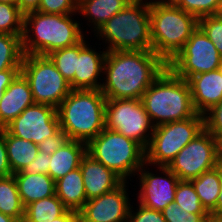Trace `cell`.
I'll use <instances>...</instances> for the list:
<instances>
[{"mask_svg": "<svg viewBox=\"0 0 222 222\" xmlns=\"http://www.w3.org/2000/svg\"><path fill=\"white\" fill-rule=\"evenodd\" d=\"M39 3L40 0H18L17 6L25 15L27 13L37 11L39 8Z\"/></svg>", "mask_w": 222, "mask_h": 222, "instance_id": "cell-42", "label": "cell"}, {"mask_svg": "<svg viewBox=\"0 0 222 222\" xmlns=\"http://www.w3.org/2000/svg\"><path fill=\"white\" fill-rule=\"evenodd\" d=\"M69 137L64 130H59L52 137H47L38 144L40 152L52 155L57 149L69 141Z\"/></svg>", "mask_w": 222, "mask_h": 222, "instance_id": "cell-39", "label": "cell"}, {"mask_svg": "<svg viewBox=\"0 0 222 222\" xmlns=\"http://www.w3.org/2000/svg\"><path fill=\"white\" fill-rule=\"evenodd\" d=\"M87 153L124 181L146 164V150L139 143L107 128L87 144Z\"/></svg>", "mask_w": 222, "mask_h": 222, "instance_id": "cell-7", "label": "cell"}, {"mask_svg": "<svg viewBox=\"0 0 222 222\" xmlns=\"http://www.w3.org/2000/svg\"><path fill=\"white\" fill-rule=\"evenodd\" d=\"M0 2L17 5L18 0H0Z\"/></svg>", "mask_w": 222, "mask_h": 222, "instance_id": "cell-49", "label": "cell"}, {"mask_svg": "<svg viewBox=\"0 0 222 222\" xmlns=\"http://www.w3.org/2000/svg\"><path fill=\"white\" fill-rule=\"evenodd\" d=\"M51 222H80L79 212L68 209L62 216Z\"/></svg>", "mask_w": 222, "mask_h": 222, "instance_id": "cell-44", "label": "cell"}, {"mask_svg": "<svg viewBox=\"0 0 222 222\" xmlns=\"http://www.w3.org/2000/svg\"><path fill=\"white\" fill-rule=\"evenodd\" d=\"M86 153V143L70 139L51 155L49 175L54 181L64 177L80 167L81 159Z\"/></svg>", "mask_w": 222, "mask_h": 222, "instance_id": "cell-20", "label": "cell"}, {"mask_svg": "<svg viewBox=\"0 0 222 222\" xmlns=\"http://www.w3.org/2000/svg\"><path fill=\"white\" fill-rule=\"evenodd\" d=\"M5 129L11 135L39 144L60 130L57 109L46 104H34L24 109Z\"/></svg>", "mask_w": 222, "mask_h": 222, "instance_id": "cell-13", "label": "cell"}, {"mask_svg": "<svg viewBox=\"0 0 222 222\" xmlns=\"http://www.w3.org/2000/svg\"><path fill=\"white\" fill-rule=\"evenodd\" d=\"M0 222H19L17 219L0 212Z\"/></svg>", "mask_w": 222, "mask_h": 222, "instance_id": "cell-45", "label": "cell"}, {"mask_svg": "<svg viewBox=\"0 0 222 222\" xmlns=\"http://www.w3.org/2000/svg\"><path fill=\"white\" fill-rule=\"evenodd\" d=\"M217 139L206 129L191 140L167 166L180 180L197 178L218 165Z\"/></svg>", "mask_w": 222, "mask_h": 222, "instance_id": "cell-12", "label": "cell"}, {"mask_svg": "<svg viewBox=\"0 0 222 222\" xmlns=\"http://www.w3.org/2000/svg\"><path fill=\"white\" fill-rule=\"evenodd\" d=\"M222 56L213 42L197 27L167 67L178 77L188 80L191 76L217 70Z\"/></svg>", "mask_w": 222, "mask_h": 222, "instance_id": "cell-11", "label": "cell"}, {"mask_svg": "<svg viewBox=\"0 0 222 222\" xmlns=\"http://www.w3.org/2000/svg\"><path fill=\"white\" fill-rule=\"evenodd\" d=\"M21 73L28 80L35 104L58 108L72 91L48 55L24 54Z\"/></svg>", "mask_w": 222, "mask_h": 222, "instance_id": "cell-8", "label": "cell"}, {"mask_svg": "<svg viewBox=\"0 0 222 222\" xmlns=\"http://www.w3.org/2000/svg\"><path fill=\"white\" fill-rule=\"evenodd\" d=\"M80 170L87 201L116 189L124 182L113 170L105 167L88 153L81 159Z\"/></svg>", "mask_w": 222, "mask_h": 222, "instance_id": "cell-16", "label": "cell"}, {"mask_svg": "<svg viewBox=\"0 0 222 222\" xmlns=\"http://www.w3.org/2000/svg\"><path fill=\"white\" fill-rule=\"evenodd\" d=\"M219 3L220 0H181L176 6L200 19L204 16L215 15Z\"/></svg>", "mask_w": 222, "mask_h": 222, "instance_id": "cell-33", "label": "cell"}, {"mask_svg": "<svg viewBox=\"0 0 222 222\" xmlns=\"http://www.w3.org/2000/svg\"><path fill=\"white\" fill-rule=\"evenodd\" d=\"M215 15L222 18V0H220L219 7Z\"/></svg>", "mask_w": 222, "mask_h": 222, "instance_id": "cell-48", "label": "cell"}, {"mask_svg": "<svg viewBox=\"0 0 222 222\" xmlns=\"http://www.w3.org/2000/svg\"><path fill=\"white\" fill-rule=\"evenodd\" d=\"M105 128L121 133L139 143L145 150L154 131V125L141 99H107ZM148 130L151 133L147 134Z\"/></svg>", "mask_w": 222, "mask_h": 222, "instance_id": "cell-10", "label": "cell"}, {"mask_svg": "<svg viewBox=\"0 0 222 222\" xmlns=\"http://www.w3.org/2000/svg\"><path fill=\"white\" fill-rule=\"evenodd\" d=\"M5 144L12 173H18L37 157L38 144L11 135L5 129Z\"/></svg>", "mask_w": 222, "mask_h": 222, "instance_id": "cell-24", "label": "cell"}, {"mask_svg": "<svg viewBox=\"0 0 222 222\" xmlns=\"http://www.w3.org/2000/svg\"><path fill=\"white\" fill-rule=\"evenodd\" d=\"M190 181L200 198L202 206L211 214L216 208L220 193L219 163L215 168L203 172L200 176Z\"/></svg>", "mask_w": 222, "mask_h": 222, "instance_id": "cell-25", "label": "cell"}, {"mask_svg": "<svg viewBox=\"0 0 222 222\" xmlns=\"http://www.w3.org/2000/svg\"><path fill=\"white\" fill-rule=\"evenodd\" d=\"M20 72L21 69H6L0 71V101L6 89Z\"/></svg>", "mask_w": 222, "mask_h": 222, "instance_id": "cell-41", "label": "cell"}, {"mask_svg": "<svg viewBox=\"0 0 222 222\" xmlns=\"http://www.w3.org/2000/svg\"><path fill=\"white\" fill-rule=\"evenodd\" d=\"M174 202L189 213H208L202 206L192 182L188 180L178 182Z\"/></svg>", "mask_w": 222, "mask_h": 222, "instance_id": "cell-30", "label": "cell"}, {"mask_svg": "<svg viewBox=\"0 0 222 222\" xmlns=\"http://www.w3.org/2000/svg\"><path fill=\"white\" fill-rule=\"evenodd\" d=\"M56 196L70 210L79 211L87 201L80 167L55 181Z\"/></svg>", "mask_w": 222, "mask_h": 222, "instance_id": "cell-22", "label": "cell"}, {"mask_svg": "<svg viewBox=\"0 0 222 222\" xmlns=\"http://www.w3.org/2000/svg\"><path fill=\"white\" fill-rule=\"evenodd\" d=\"M51 155L45 152H38L37 157L20 172L14 174H48Z\"/></svg>", "mask_w": 222, "mask_h": 222, "instance_id": "cell-38", "label": "cell"}, {"mask_svg": "<svg viewBox=\"0 0 222 222\" xmlns=\"http://www.w3.org/2000/svg\"><path fill=\"white\" fill-rule=\"evenodd\" d=\"M24 14L17 5L0 2V33L23 34Z\"/></svg>", "mask_w": 222, "mask_h": 222, "instance_id": "cell-31", "label": "cell"}, {"mask_svg": "<svg viewBox=\"0 0 222 222\" xmlns=\"http://www.w3.org/2000/svg\"><path fill=\"white\" fill-rule=\"evenodd\" d=\"M78 55L79 43L54 50L48 54L49 58L54 62L57 70L69 83L74 79L75 71H77Z\"/></svg>", "mask_w": 222, "mask_h": 222, "instance_id": "cell-29", "label": "cell"}, {"mask_svg": "<svg viewBox=\"0 0 222 222\" xmlns=\"http://www.w3.org/2000/svg\"><path fill=\"white\" fill-rule=\"evenodd\" d=\"M109 46L107 51H150V2L132 0L97 31Z\"/></svg>", "mask_w": 222, "mask_h": 222, "instance_id": "cell-5", "label": "cell"}, {"mask_svg": "<svg viewBox=\"0 0 222 222\" xmlns=\"http://www.w3.org/2000/svg\"><path fill=\"white\" fill-rule=\"evenodd\" d=\"M67 210L68 208L55 194L28 204L21 222H51Z\"/></svg>", "mask_w": 222, "mask_h": 222, "instance_id": "cell-26", "label": "cell"}, {"mask_svg": "<svg viewBox=\"0 0 222 222\" xmlns=\"http://www.w3.org/2000/svg\"><path fill=\"white\" fill-rule=\"evenodd\" d=\"M132 0H78L77 12L89 18L98 30L113 15L123 10Z\"/></svg>", "mask_w": 222, "mask_h": 222, "instance_id": "cell-23", "label": "cell"}, {"mask_svg": "<svg viewBox=\"0 0 222 222\" xmlns=\"http://www.w3.org/2000/svg\"><path fill=\"white\" fill-rule=\"evenodd\" d=\"M71 14L33 11L24 15L22 50L24 54L48 55L52 51L79 43L84 35ZM32 29V30H31ZM34 33H31V31ZM30 36H35L33 39Z\"/></svg>", "mask_w": 222, "mask_h": 222, "instance_id": "cell-4", "label": "cell"}, {"mask_svg": "<svg viewBox=\"0 0 222 222\" xmlns=\"http://www.w3.org/2000/svg\"><path fill=\"white\" fill-rule=\"evenodd\" d=\"M78 0H40L38 12L68 15L77 11Z\"/></svg>", "mask_w": 222, "mask_h": 222, "instance_id": "cell-35", "label": "cell"}, {"mask_svg": "<svg viewBox=\"0 0 222 222\" xmlns=\"http://www.w3.org/2000/svg\"><path fill=\"white\" fill-rule=\"evenodd\" d=\"M219 69H220V71H221V73H222V62H221V64H220Z\"/></svg>", "mask_w": 222, "mask_h": 222, "instance_id": "cell-51", "label": "cell"}, {"mask_svg": "<svg viewBox=\"0 0 222 222\" xmlns=\"http://www.w3.org/2000/svg\"><path fill=\"white\" fill-rule=\"evenodd\" d=\"M24 207L55 195V181L48 174H13Z\"/></svg>", "mask_w": 222, "mask_h": 222, "instance_id": "cell-21", "label": "cell"}, {"mask_svg": "<svg viewBox=\"0 0 222 222\" xmlns=\"http://www.w3.org/2000/svg\"><path fill=\"white\" fill-rule=\"evenodd\" d=\"M21 37L0 33V71L21 69L24 56Z\"/></svg>", "mask_w": 222, "mask_h": 222, "instance_id": "cell-28", "label": "cell"}, {"mask_svg": "<svg viewBox=\"0 0 222 222\" xmlns=\"http://www.w3.org/2000/svg\"><path fill=\"white\" fill-rule=\"evenodd\" d=\"M198 27L213 42L222 56V18L216 15L201 17L198 19Z\"/></svg>", "mask_w": 222, "mask_h": 222, "instance_id": "cell-34", "label": "cell"}, {"mask_svg": "<svg viewBox=\"0 0 222 222\" xmlns=\"http://www.w3.org/2000/svg\"><path fill=\"white\" fill-rule=\"evenodd\" d=\"M161 1L169 5H177L181 0H161Z\"/></svg>", "mask_w": 222, "mask_h": 222, "instance_id": "cell-47", "label": "cell"}, {"mask_svg": "<svg viewBox=\"0 0 222 222\" xmlns=\"http://www.w3.org/2000/svg\"><path fill=\"white\" fill-rule=\"evenodd\" d=\"M218 161L222 163V137H220L218 140Z\"/></svg>", "mask_w": 222, "mask_h": 222, "instance_id": "cell-46", "label": "cell"}, {"mask_svg": "<svg viewBox=\"0 0 222 222\" xmlns=\"http://www.w3.org/2000/svg\"><path fill=\"white\" fill-rule=\"evenodd\" d=\"M0 212L21 222L25 216L16 180L13 175L0 177Z\"/></svg>", "mask_w": 222, "mask_h": 222, "instance_id": "cell-27", "label": "cell"}, {"mask_svg": "<svg viewBox=\"0 0 222 222\" xmlns=\"http://www.w3.org/2000/svg\"><path fill=\"white\" fill-rule=\"evenodd\" d=\"M141 101L154 127L197 114L188 81L176 76L168 67L144 92Z\"/></svg>", "mask_w": 222, "mask_h": 222, "instance_id": "cell-2", "label": "cell"}, {"mask_svg": "<svg viewBox=\"0 0 222 222\" xmlns=\"http://www.w3.org/2000/svg\"><path fill=\"white\" fill-rule=\"evenodd\" d=\"M204 126L217 140L222 137V101L205 113Z\"/></svg>", "mask_w": 222, "mask_h": 222, "instance_id": "cell-36", "label": "cell"}, {"mask_svg": "<svg viewBox=\"0 0 222 222\" xmlns=\"http://www.w3.org/2000/svg\"><path fill=\"white\" fill-rule=\"evenodd\" d=\"M194 108L205 115L222 101V73L220 69L191 76L188 80Z\"/></svg>", "mask_w": 222, "mask_h": 222, "instance_id": "cell-18", "label": "cell"}, {"mask_svg": "<svg viewBox=\"0 0 222 222\" xmlns=\"http://www.w3.org/2000/svg\"><path fill=\"white\" fill-rule=\"evenodd\" d=\"M204 129V115L198 113L191 118L154 127L146 148V166L147 163L168 166L181 149Z\"/></svg>", "mask_w": 222, "mask_h": 222, "instance_id": "cell-9", "label": "cell"}, {"mask_svg": "<svg viewBox=\"0 0 222 222\" xmlns=\"http://www.w3.org/2000/svg\"><path fill=\"white\" fill-rule=\"evenodd\" d=\"M131 208L133 207H130L127 222H166L161 211L152 210L140 204L135 214Z\"/></svg>", "mask_w": 222, "mask_h": 222, "instance_id": "cell-37", "label": "cell"}, {"mask_svg": "<svg viewBox=\"0 0 222 222\" xmlns=\"http://www.w3.org/2000/svg\"><path fill=\"white\" fill-rule=\"evenodd\" d=\"M126 181L116 189L88 200L78 211L80 222H127L130 201Z\"/></svg>", "mask_w": 222, "mask_h": 222, "instance_id": "cell-14", "label": "cell"}, {"mask_svg": "<svg viewBox=\"0 0 222 222\" xmlns=\"http://www.w3.org/2000/svg\"><path fill=\"white\" fill-rule=\"evenodd\" d=\"M99 54L94 49L87 46L84 38L79 42V55L77 57V71L74 79L69 83L72 90H98L101 88V82L97 78L103 72L104 60L107 51Z\"/></svg>", "mask_w": 222, "mask_h": 222, "instance_id": "cell-17", "label": "cell"}, {"mask_svg": "<svg viewBox=\"0 0 222 222\" xmlns=\"http://www.w3.org/2000/svg\"><path fill=\"white\" fill-rule=\"evenodd\" d=\"M219 183L220 193L216 203L215 210L210 214V217H222V163L219 162Z\"/></svg>", "mask_w": 222, "mask_h": 222, "instance_id": "cell-43", "label": "cell"}, {"mask_svg": "<svg viewBox=\"0 0 222 222\" xmlns=\"http://www.w3.org/2000/svg\"><path fill=\"white\" fill-rule=\"evenodd\" d=\"M198 27V19L176 5L150 2L152 51L166 64L183 48Z\"/></svg>", "mask_w": 222, "mask_h": 222, "instance_id": "cell-6", "label": "cell"}, {"mask_svg": "<svg viewBox=\"0 0 222 222\" xmlns=\"http://www.w3.org/2000/svg\"><path fill=\"white\" fill-rule=\"evenodd\" d=\"M209 222H222V217H211Z\"/></svg>", "mask_w": 222, "mask_h": 222, "instance_id": "cell-50", "label": "cell"}, {"mask_svg": "<svg viewBox=\"0 0 222 222\" xmlns=\"http://www.w3.org/2000/svg\"><path fill=\"white\" fill-rule=\"evenodd\" d=\"M143 167L139 169L141 175L139 202L146 208L162 211L169 203L175 201V192L180 179L167 166L158 167L166 177L149 173Z\"/></svg>", "mask_w": 222, "mask_h": 222, "instance_id": "cell-15", "label": "cell"}, {"mask_svg": "<svg viewBox=\"0 0 222 222\" xmlns=\"http://www.w3.org/2000/svg\"><path fill=\"white\" fill-rule=\"evenodd\" d=\"M13 175L5 144V128L0 129V177Z\"/></svg>", "mask_w": 222, "mask_h": 222, "instance_id": "cell-40", "label": "cell"}, {"mask_svg": "<svg viewBox=\"0 0 222 222\" xmlns=\"http://www.w3.org/2000/svg\"><path fill=\"white\" fill-rule=\"evenodd\" d=\"M166 222H209V213H189L181 209L175 202L169 203L162 211Z\"/></svg>", "mask_w": 222, "mask_h": 222, "instance_id": "cell-32", "label": "cell"}, {"mask_svg": "<svg viewBox=\"0 0 222 222\" xmlns=\"http://www.w3.org/2000/svg\"><path fill=\"white\" fill-rule=\"evenodd\" d=\"M106 98L98 90H72L57 108L60 129L88 144L105 128Z\"/></svg>", "mask_w": 222, "mask_h": 222, "instance_id": "cell-3", "label": "cell"}, {"mask_svg": "<svg viewBox=\"0 0 222 222\" xmlns=\"http://www.w3.org/2000/svg\"><path fill=\"white\" fill-rule=\"evenodd\" d=\"M34 104L29 82L20 72L6 89L0 101V129H4L24 109Z\"/></svg>", "mask_w": 222, "mask_h": 222, "instance_id": "cell-19", "label": "cell"}, {"mask_svg": "<svg viewBox=\"0 0 222 222\" xmlns=\"http://www.w3.org/2000/svg\"><path fill=\"white\" fill-rule=\"evenodd\" d=\"M167 64L150 51H107L103 70L106 82L101 92L106 99H141Z\"/></svg>", "mask_w": 222, "mask_h": 222, "instance_id": "cell-1", "label": "cell"}]
</instances>
